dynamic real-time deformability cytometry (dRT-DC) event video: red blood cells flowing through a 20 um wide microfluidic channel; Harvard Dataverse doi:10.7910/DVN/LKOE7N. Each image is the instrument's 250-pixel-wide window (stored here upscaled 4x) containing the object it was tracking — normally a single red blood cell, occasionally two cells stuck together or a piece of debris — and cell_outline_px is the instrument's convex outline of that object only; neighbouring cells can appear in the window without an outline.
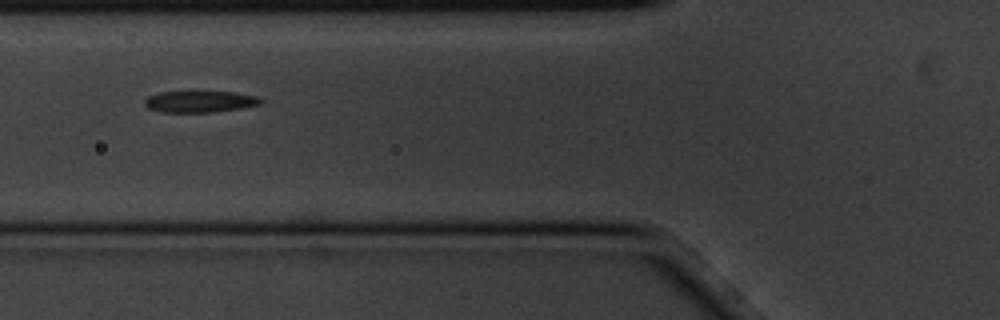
{"species": "common noctule bat (a hibernating species)", "species_latin": "Nyctalus noctula", "temperature_condition": "cold", "stored_images_in_passage": 7, "camera_frame_rate_fps": 3000, "um_per_image_px": 0.085, "animal": {"sex": "male", "body_mass_g": 20.1, "forearm_length_mm": 53.5}, "frame": {"image": 1, "passage_image": 2, "time_ms": 0.333, "image_size_px": [1000, 320], "cell_outline_px": [[264, 100], [260, 104], [240, 108], [212, 112], [160, 112], [148, 108], [144, 104], [144, 100], [148, 96], [160, 92], [232, 92], [256, 96]], "centroid_in_image_um": [16.96, 8.64], "position_along_channel_um": 108.8, "area_um2": 14.39}}
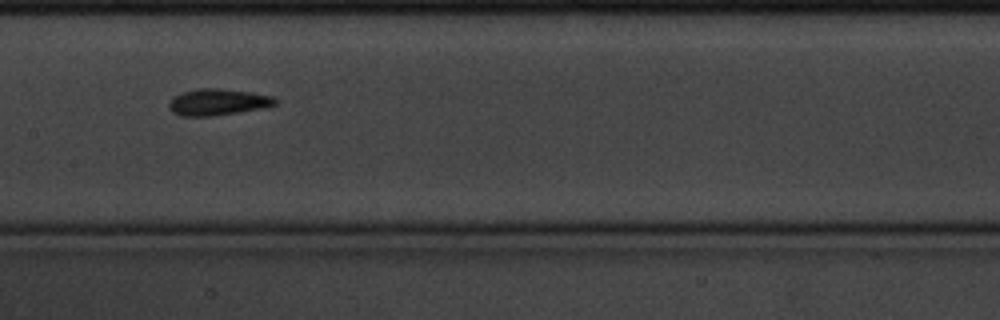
{"frame": {"image": 2, "passage_image": 4, "time_ms": 1.0, "image_size_px": [1000, 320], "cell_outline_px": [[276, 104], [260, 108], [212, 116], [184, 116], [172, 112], [168, 108], [168, 104], [172, 96], [184, 92], [204, 88], [216, 88], [252, 92], [272, 96], [276, 100]], "centroid_in_image_um": [18.46, 8.67], "position_along_channel_um": 188.9, "area_um2": 16.13}}
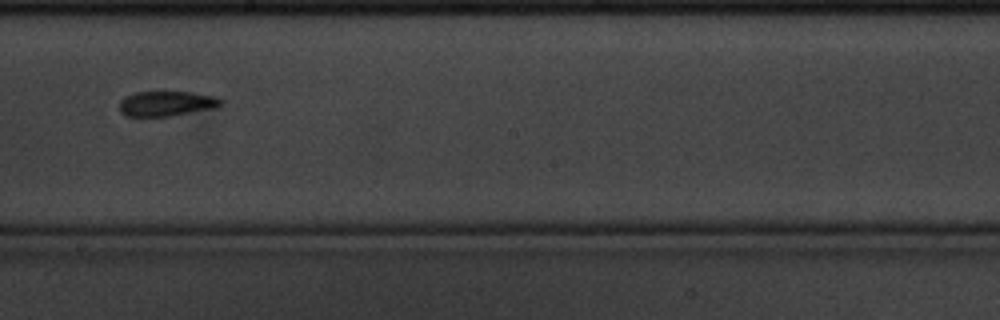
{"frame": {"image": 3, "passage_image": 5, "time_ms": 1.333, "image_size_px": [1000, 320], "cell_outline_px": [[224, 104], [216, 108], [172, 116], [124, 116], [120, 112], [120, 100], [124, 96], [136, 92], [192, 92], [216, 96], [224, 100]], "centroid_in_image_um": [14.2, 8.8], "position_along_channel_um": 234.0, "area_um2": 15.09}}